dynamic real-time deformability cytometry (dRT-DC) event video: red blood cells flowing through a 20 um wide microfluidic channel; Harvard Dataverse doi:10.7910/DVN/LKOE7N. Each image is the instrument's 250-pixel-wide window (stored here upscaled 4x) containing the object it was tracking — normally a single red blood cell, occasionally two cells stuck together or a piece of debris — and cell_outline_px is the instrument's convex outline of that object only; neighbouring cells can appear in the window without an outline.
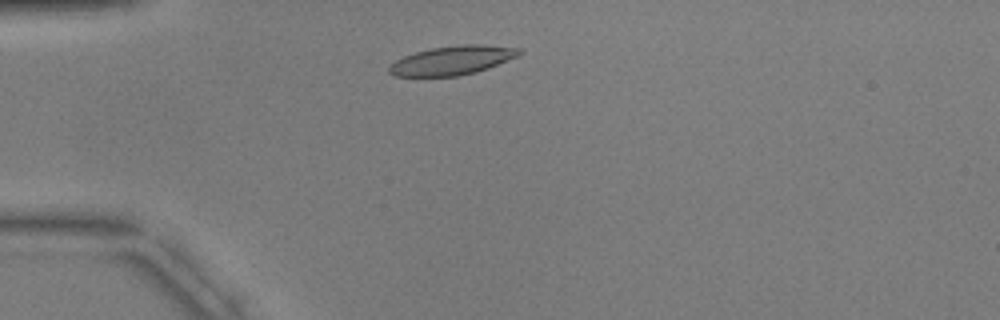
{"species": "common noctule bat (a hibernating species)", "species_latin": "Nyctalus noctula", "temperature_condition": "warm", "stored_images_in_passage": 3, "camera_frame_rate_fps": 3000, "um_per_image_px": 0.085, "animal": {"sex": "male", "body_mass_g": 17.9, "forearm_length_mm": 54.2}, "frame": {"image": 1, "passage_image": 2, "time_ms": 1.667, "image_size_px": [1000, 320], "cell_outline_px": [[524, 52], [520, 56], [488, 68], [476, 72], [460, 76], [396, 76], [388, 72], [388, 64], [404, 56], [416, 52], [432, 48], [460, 44], [484, 44], [520, 48]], "centroid_in_image_um": [38.48, 5.12], "position_along_channel_um": 46.5, "area_um2": 22.2}}